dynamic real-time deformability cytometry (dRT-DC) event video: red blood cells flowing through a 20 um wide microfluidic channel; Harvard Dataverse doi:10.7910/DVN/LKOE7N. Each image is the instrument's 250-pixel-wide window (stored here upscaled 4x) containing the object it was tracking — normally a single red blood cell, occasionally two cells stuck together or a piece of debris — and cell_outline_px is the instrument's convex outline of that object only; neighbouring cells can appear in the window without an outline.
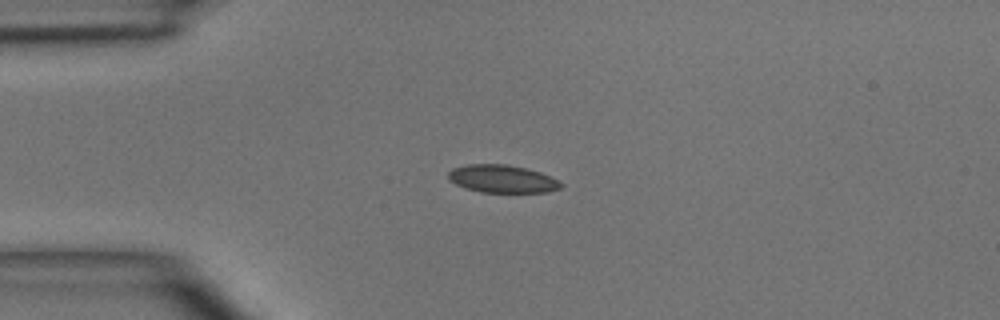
{"species": "common noctule bat (a hibernating species)", "species_latin": "Nyctalus noctula", "temperature_condition": "room temperature", "stored_images_in_passage": 3, "camera_frame_rate_fps": 3000, "um_per_image_px": 0.085, "animal": {"sex": "male", "body_mass_g": 15.6}, "frame": {"image": 1, "passage_image": 3, "time_ms": 2.333, "image_size_px": [1000, 320], "cell_outline_px": [[564, 184], [560, 188], [548, 192], [480, 192], [456, 184], [448, 180], [448, 172], [452, 168], [468, 164], [504, 164], [524, 168], [540, 172]], "centroid_in_image_um": [42.66, 15.2], "position_along_channel_um": 42.3, "area_um2": 18.03}}